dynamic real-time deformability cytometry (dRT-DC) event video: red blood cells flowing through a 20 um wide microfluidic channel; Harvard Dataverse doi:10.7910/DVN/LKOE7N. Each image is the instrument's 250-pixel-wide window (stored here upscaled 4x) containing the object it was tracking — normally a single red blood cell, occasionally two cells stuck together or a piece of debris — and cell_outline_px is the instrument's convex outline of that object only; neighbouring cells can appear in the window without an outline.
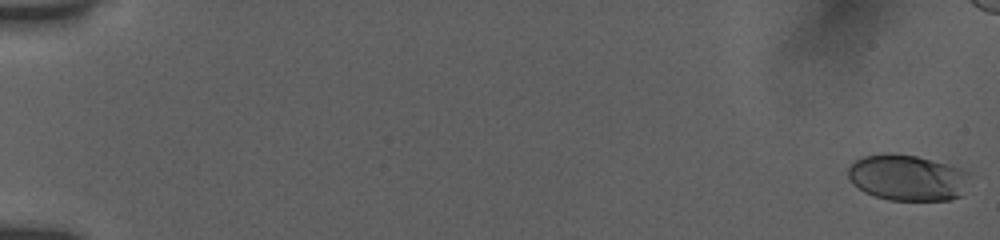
{"species": "human", "species_latin": "Homo sapiens", "temperature_condition": "room temperature", "stored_images_in_passage": 64, "camera_frame_rate_fps": 3000, "um_per_image_px": 0.085, "donor": {"sex": "female"}, "frame": {"image": 1, "passage_image": 1, "time_ms": 0.0, "image_size_px": [1000, 240], "cell_outline_px": [[972, 172], [964, 196], [952, 200], [888, 200], [864, 192], [852, 184], [848, 176], [848, 168], [856, 160], [864, 156], [884, 152], [888, 152], [916, 156], [948, 164]], "centroid_in_image_um": [77.19, 15.11], "position_along_channel_um": 7.8, "area_um2": 33.23}}
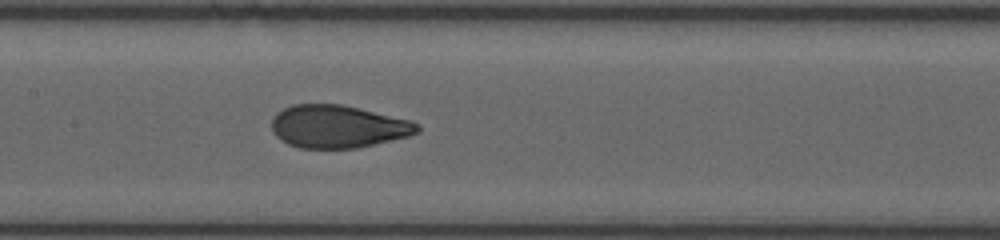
{"frame": {"image": 2, "passage_image": 40, "time_ms": 9.333, "image_size_px": [1000, 240], "cell_outline_px": [[420, 132], [408, 136], [356, 148], [300, 148], [288, 144], [280, 140], [272, 132], [272, 120], [276, 112], [292, 104], [344, 104], [412, 120], [420, 124]], "centroid_in_image_um": [28.73, 10.74], "position_along_channel_um": 178.7, "area_um2": 36.59}}
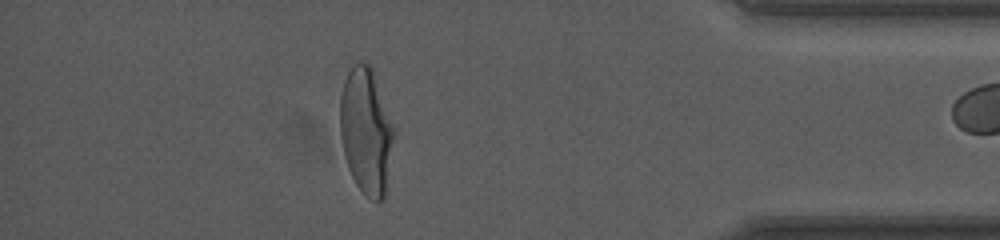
{"frame": {"image": 3, "passage_image": 63, "time_ms": 16.0, "image_size_px": [1000, 240], "cell_outline_px": [[396, 136], [384, 196], [380, 200], [372, 200], [356, 184], [348, 168], [344, 156], [340, 136], [340, 96], [344, 80], [352, 64], [356, 60], [360, 60], [368, 64], [372, 68], [396, 128]], "centroid_in_image_um": [31.14, 11.08], "position_along_channel_um": 404.1, "area_um2": 40.23}, "authors_computed_cell_mechanics": {"area_um2": 36.414, "velocity_mm_per_s": 3.867, "shape_relaxation_time_tau1_ms": 5.3183, "shape_relaxation_time_tau2_ms": 0.6748, "deformation_change_tau1": 0.2264, "deformation_change_tau2": 0.0674}}